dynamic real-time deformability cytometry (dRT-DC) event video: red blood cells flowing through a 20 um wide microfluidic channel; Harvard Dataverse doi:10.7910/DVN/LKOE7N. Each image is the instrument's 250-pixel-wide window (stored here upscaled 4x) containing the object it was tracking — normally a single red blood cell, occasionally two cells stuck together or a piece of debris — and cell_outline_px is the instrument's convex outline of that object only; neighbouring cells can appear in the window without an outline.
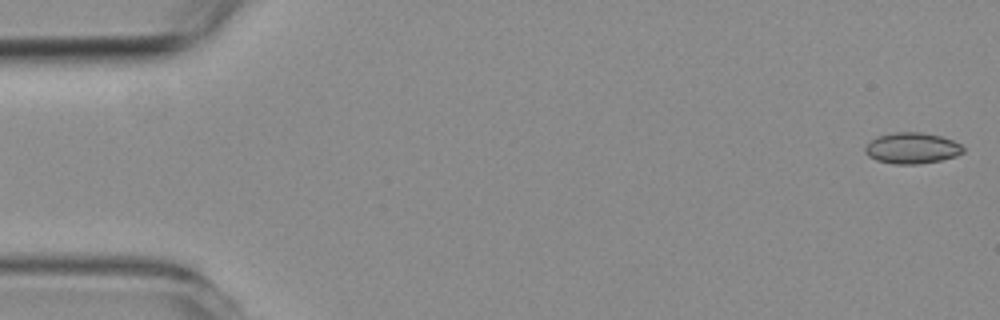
{"species": "common noctule bat (a hibernating species)", "species_latin": "Nyctalus noctula", "temperature_condition": "room temperature", "stored_images_in_passage": 5, "camera_frame_rate_fps": 3000, "um_per_image_px": 0.085, "animal": {"sex": "female", "body_mass_g": 19.3, "forearm_length_mm": 54.1}, "frame": {"image": 1, "passage_image": 1, "time_ms": 0.0, "image_size_px": [1000, 320], "cell_outline_px": [[964, 152], [956, 156], [940, 160], [916, 164], [896, 164], [876, 160], [868, 156], [864, 148], [876, 136], [896, 132], [920, 132], [940, 136], [952, 140], [960, 144], [964, 148]], "centroid_in_image_um": [77.52, 12.59], "position_along_channel_um": 7.5, "area_um2": 17.57}}
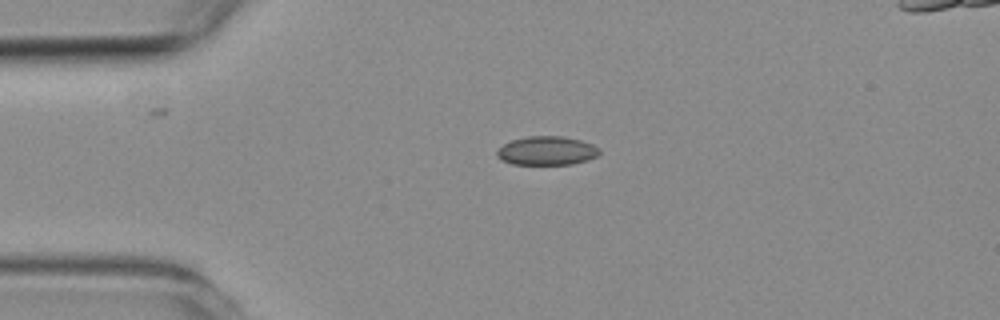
{"frame": {"image": 2, "passage_image": 4, "time_ms": 3.667, "image_size_px": [1000, 320], "cell_outline_px": [[600, 152], [596, 156], [588, 160], [572, 164], [512, 164], [500, 160], [496, 156], [496, 152], [504, 144], [512, 140], [528, 136], [560, 136], [580, 140], [592, 144], [600, 148]], "centroid_in_image_um": [46.47, 12.82], "position_along_channel_um": 38.5, "area_um2": 17.17}}
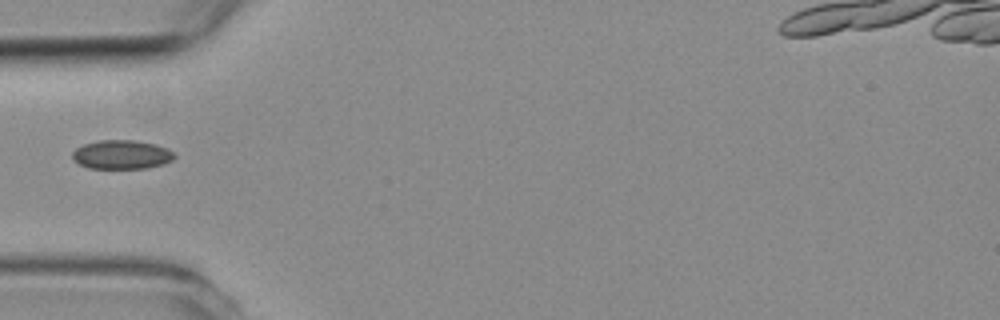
{"frame": {"image": 3, "passage_image": 5, "time_ms": 5.333, "image_size_px": [1000, 320], "cell_outline_px": [[176, 156], [172, 160], [164, 164], [148, 168], [88, 168], [72, 160], [72, 152], [76, 148], [84, 144], [100, 140], [132, 140], [156, 144], [168, 148]], "centroid_in_image_um": [10.34, 13.14], "position_along_channel_um": 74.7, "area_um2": 17.28}}